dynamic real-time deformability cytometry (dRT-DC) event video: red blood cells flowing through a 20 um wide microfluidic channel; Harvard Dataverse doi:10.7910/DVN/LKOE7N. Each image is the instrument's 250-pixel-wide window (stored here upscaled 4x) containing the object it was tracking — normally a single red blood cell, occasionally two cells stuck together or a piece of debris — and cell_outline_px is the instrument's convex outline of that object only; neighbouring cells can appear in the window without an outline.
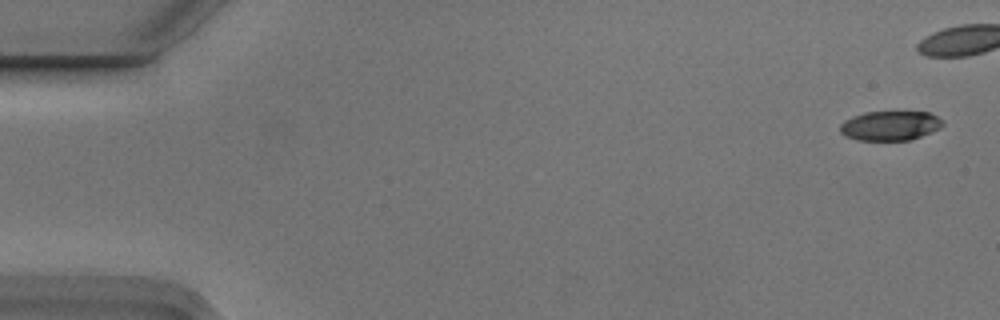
{"species": "Egyptian fruit bat (a non-hibernating species)", "species_latin": "Rousettus aegyptiacus", "temperature_condition": "cold", "stored_images_in_passage": 6, "camera_frame_rate_fps": 3000, "um_per_image_px": 0.085, "animal": {"sex": "male"}, "frame": {"image": 1, "passage_image": 1, "time_ms": 0.0, "image_size_px": [1000, 320], "cell_outline_px": [[944, 124], [940, 128], [920, 136], [908, 140], [856, 140], [844, 136], [840, 132], [840, 124], [844, 120], [852, 116], [864, 112], [928, 112], [936, 116]], "centroid_in_image_um": [75.6, 10.68], "position_along_channel_um": 9.4, "area_um2": 17.57}}